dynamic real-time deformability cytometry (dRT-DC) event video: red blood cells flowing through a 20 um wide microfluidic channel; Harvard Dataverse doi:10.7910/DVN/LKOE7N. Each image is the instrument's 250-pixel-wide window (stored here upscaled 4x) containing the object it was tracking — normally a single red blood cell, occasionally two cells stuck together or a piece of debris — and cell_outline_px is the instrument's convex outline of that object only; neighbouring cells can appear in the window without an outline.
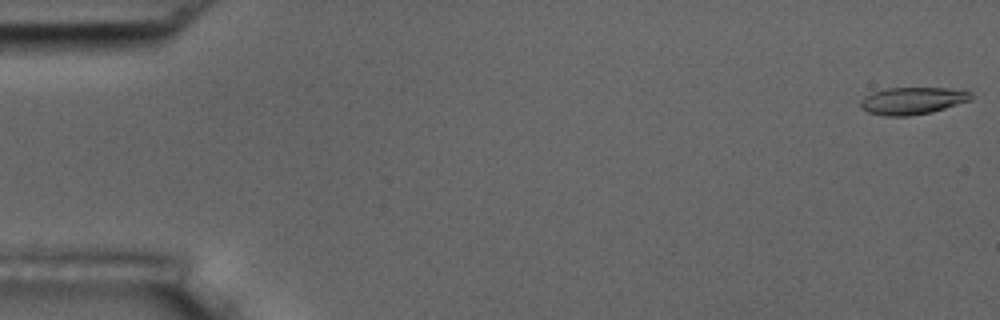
{"species": "common noctule bat (a hibernating species)", "species_latin": "Nyctalus noctula", "temperature_condition": "room temperature", "stored_images_in_passage": 6, "camera_frame_rate_fps": 3000, "um_per_image_px": 0.085, "animal": {"sex": "male", "body_mass_g": 17.5, "forearm_length_mm": 52.3}, "frame": {"image": 1, "passage_image": 1, "time_ms": 0.0, "image_size_px": [1000, 320], "cell_outline_px": [[972, 100], [932, 112], [908, 116], [884, 116], [868, 112], [860, 108], [860, 100], [864, 96], [872, 92], [884, 88], [964, 88], [972, 92]], "centroid_in_image_um": [77.59, 8.55], "position_along_channel_um": 7.4, "area_um2": 17.92}}
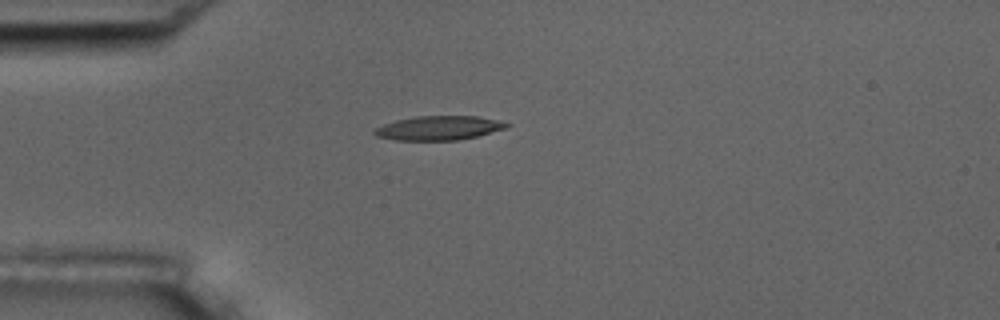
{"frame": {"image": 2, "passage_image": 5, "time_ms": 4.667, "image_size_px": [1000, 320], "cell_outline_px": [[512, 124], [508, 128], [476, 136], [456, 140], [396, 140], [376, 136], [372, 132], [376, 128], [384, 124], [396, 120], [416, 116], [480, 116], [500, 120]], "centroid_in_image_um": [37.34, 10.87], "position_along_channel_um": 47.7, "area_um2": 18.67}}